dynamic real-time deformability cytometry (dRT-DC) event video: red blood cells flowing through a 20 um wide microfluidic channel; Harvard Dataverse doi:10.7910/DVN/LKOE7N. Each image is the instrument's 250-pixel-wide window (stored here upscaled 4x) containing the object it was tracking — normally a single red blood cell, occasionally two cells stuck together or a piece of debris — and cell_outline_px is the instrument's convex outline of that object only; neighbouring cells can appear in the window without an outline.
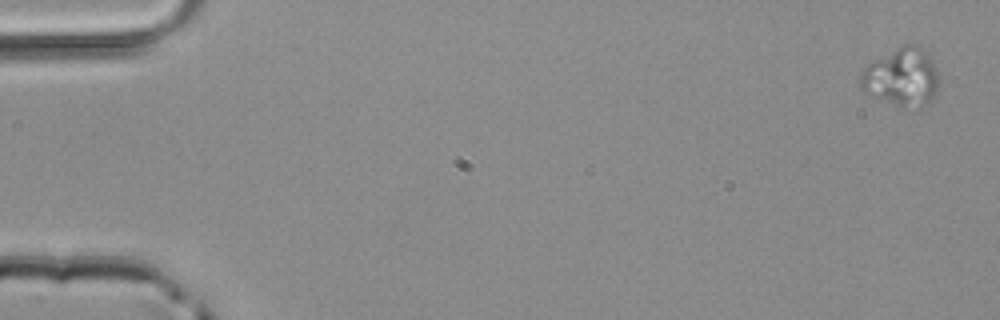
{"species": "common noctule bat (a hibernating species)", "species_latin": "Nyctalus noctula", "temperature_condition": "room temperature", "stored_images_in_passage": 15, "segment_of_instrument_passage": [1, 2], "camera_frame_rate_fps": 3000, "um_per_image_px": 0.085, "animal": {"sex": "male", "body_mass_g": 20.4}, "frame": {"image": 1, "passage_image": 1, "time_ms": 0.0, "image_size_px": [1000, 320], "cell_outline_px": [[940, 76], [936, 92], [916, 112], [872, 96], [864, 92], [860, 88], [860, 76], [864, 68], [868, 64], [896, 48], [904, 44], [920, 44], [928, 52], [940, 72]], "centroid_in_image_um": [76.69, 6.56], "position_along_channel_um": 8.3, "area_um2": 27.05}}
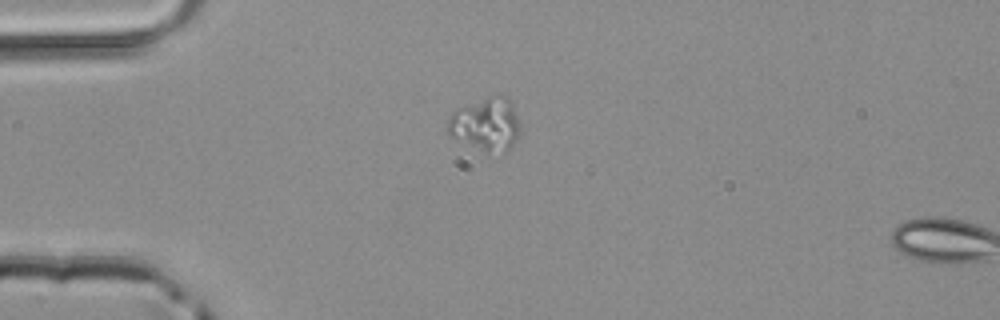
{"frame": {"image": 2, "passage_image": 13, "time_ms": 4.0, "image_size_px": [1000, 320], "cell_outline_px": [[520, 136], [504, 152], [488, 156], [448, 136], [444, 128], [452, 112], [456, 108], [488, 96], [500, 92], [508, 96], [512, 104], [520, 124]], "centroid_in_image_um": [41.27, 10.59], "position_along_channel_um": 43.7, "area_um2": 23.7}}